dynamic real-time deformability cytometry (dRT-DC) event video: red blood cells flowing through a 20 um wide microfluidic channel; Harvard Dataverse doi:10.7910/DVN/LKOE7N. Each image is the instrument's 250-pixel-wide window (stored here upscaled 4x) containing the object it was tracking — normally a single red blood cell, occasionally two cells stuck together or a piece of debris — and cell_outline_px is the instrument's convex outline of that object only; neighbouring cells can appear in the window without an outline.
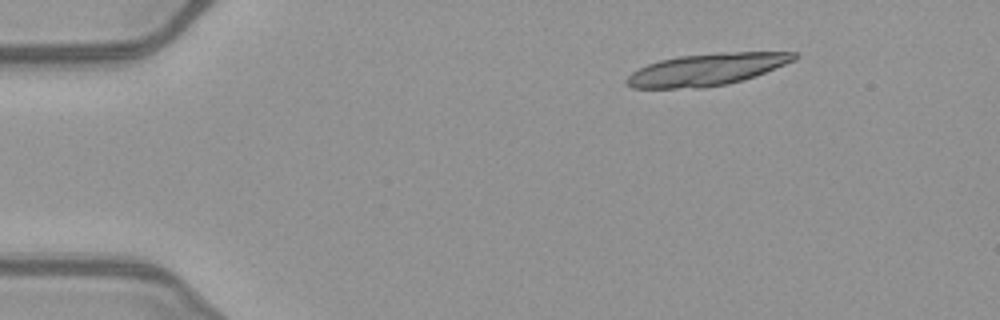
{"species": "common noctule bat (a hibernating species)", "species_latin": "Nyctalus noctula", "temperature_condition": "warm", "stored_images_in_passage": 12, "camera_frame_rate_fps": 3000, "um_per_image_px": 0.085, "animal": {"sex": "female", "body_mass_g": 21.9}, "frame": {"image": 1, "passage_image": 1, "time_ms": 0.0, "image_size_px": [1000, 320], "cell_outline_px": [[800, 56], [796, 60], [756, 76], [744, 80], [728, 84], [700, 88], [632, 88], [624, 84], [624, 80], [632, 72], [648, 64], [660, 60], [680, 56], [716, 52], [796, 52]], "centroid_in_image_um": [60.09, 5.91], "position_along_channel_um": 24.9, "area_um2": 31.5}}